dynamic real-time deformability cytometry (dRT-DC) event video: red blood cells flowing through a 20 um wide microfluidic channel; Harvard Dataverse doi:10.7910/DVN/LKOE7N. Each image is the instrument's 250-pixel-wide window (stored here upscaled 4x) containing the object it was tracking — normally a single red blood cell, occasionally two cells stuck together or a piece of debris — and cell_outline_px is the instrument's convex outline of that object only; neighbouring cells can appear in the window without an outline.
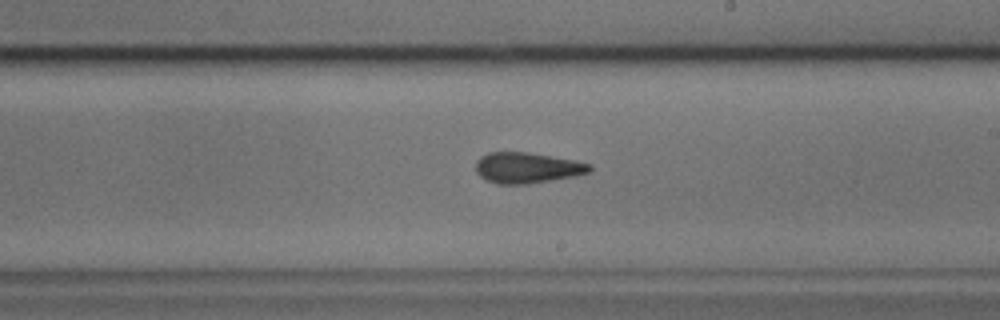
{"species": "common noctule bat (a hibernating species)", "species_latin": "Nyctalus noctula", "temperature_condition": "cold", "stored_images_in_passage": 39, "camera_frame_rate_fps": 3000, "um_per_image_px": 0.085, "animal": {"sex": "male", "body_mass_g": 17.9, "forearm_length_mm": 54.2}, "frame": {"image": 1, "passage_image": 24, "time_ms": 7.667, "image_size_px": [1000, 320], "cell_outline_px": [[592, 168], [588, 172], [576, 176], [528, 184], [496, 184], [480, 176], [476, 172], [476, 160], [480, 156], [488, 152], [528, 152], [576, 160], [592, 164]], "centroid_in_image_um": [44.81, 14.26], "position_along_channel_um": 244.2, "area_um2": 20.58}}
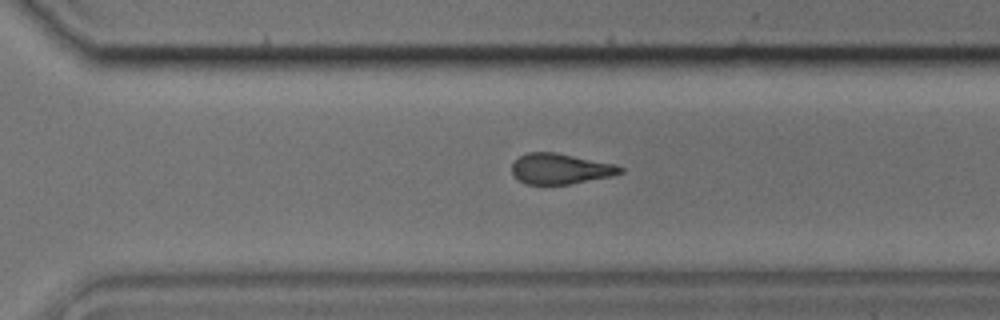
{"frame": {"image": 2, "passage_image": 30, "time_ms": 9.667, "image_size_px": [1000, 320], "cell_outline_px": [[624, 172], [612, 176], [568, 184], [524, 184], [512, 176], [512, 164], [520, 156], [528, 152], [556, 152], [616, 164], [624, 168]], "centroid_in_image_um": [47.63, 14.34], "position_along_channel_um": 323.0, "area_um2": 19.42}}
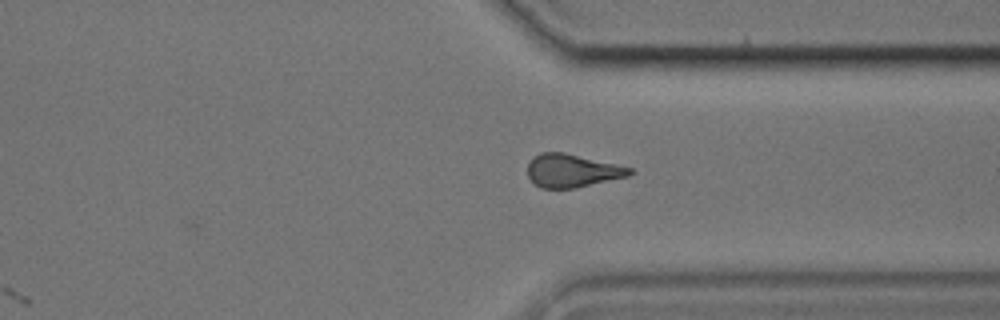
{"frame": {"image": 3, "passage_image": 33, "time_ms": 10.667, "image_size_px": [1000, 320], "cell_outline_px": [[636, 172], [628, 176], [572, 188], [540, 188], [532, 184], [528, 176], [528, 164], [540, 152], [564, 152], [632, 168]], "centroid_in_image_um": [48.61, 14.51], "position_along_channel_um": 362.8, "area_um2": 19.54}}